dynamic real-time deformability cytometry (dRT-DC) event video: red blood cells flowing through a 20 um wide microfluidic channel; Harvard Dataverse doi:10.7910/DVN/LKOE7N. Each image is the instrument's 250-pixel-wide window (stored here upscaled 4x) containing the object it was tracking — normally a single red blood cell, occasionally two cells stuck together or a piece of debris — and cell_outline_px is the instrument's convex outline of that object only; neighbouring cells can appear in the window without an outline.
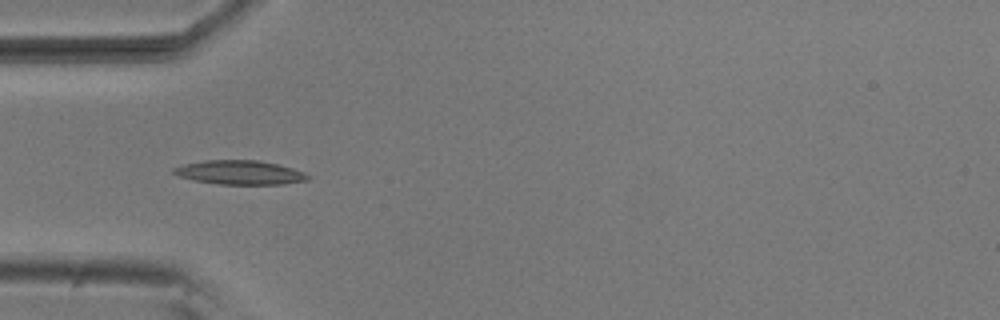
{"species": "common noctule bat (a hibernating species)", "species_latin": "Nyctalus noctula", "temperature_condition": "room temperature", "stored_images_in_passage": 8, "camera_frame_rate_fps": 3000, "um_per_image_px": 0.085, "animal": {"sex": "male", "body_mass_g": 20.5, "forearm_length_mm": 52.5}, "frame": {"image": 1, "passage_image": 6, "time_ms": 1.667, "image_size_px": [1000, 320], "cell_outline_px": [[312, 176], [308, 180], [284, 184], [220, 184], [196, 180], [180, 176], [172, 172], [172, 168], [184, 164], [204, 160], [256, 160], [276, 164], [292, 168], [304, 172]], "centroid_in_image_um": [20.42, 14.66], "position_along_channel_um": 64.6, "area_um2": 18.67}}
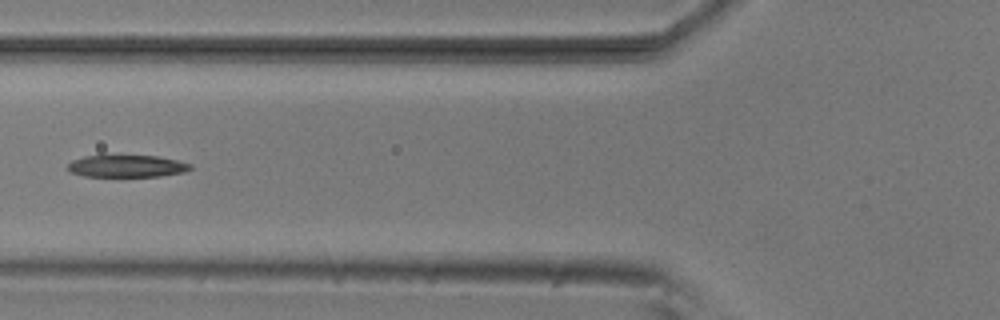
{"frame": {"image": 2, "passage_image": 7, "time_ms": 2.0, "image_size_px": [1000, 320], "cell_outline_px": [[192, 168], [184, 172], [160, 176], [84, 176], [72, 172], [64, 168], [72, 160], [84, 156], [104, 152], [156, 156], [176, 160], [192, 164]], "centroid_in_image_um": [10.7, 14.06], "position_along_channel_um": 115.1, "area_um2": 16.7}}
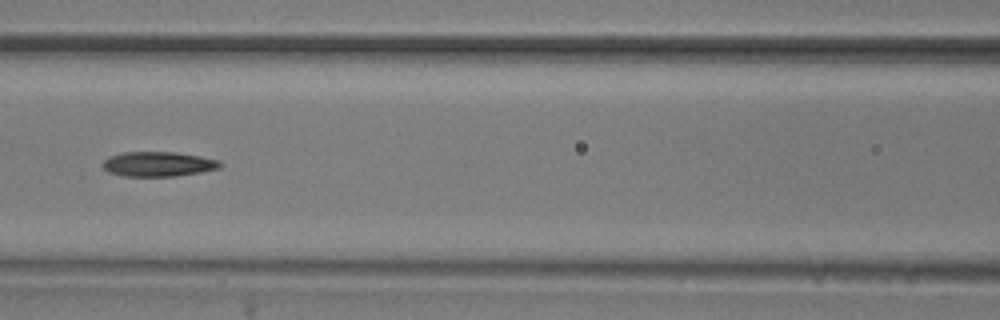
{"frame": {"image": 3, "passage_image": 8, "time_ms": 2.333, "image_size_px": [1000, 320], "cell_outline_px": [[224, 164], [220, 168], [200, 172], [176, 176], [124, 176], [108, 172], [100, 164], [108, 156], [124, 152], [176, 152], [200, 156], [220, 160]], "centroid_in_image_um": [13.45, 13.94], "position_along_channel_um": 153.1, "area_um2": 17.11}}